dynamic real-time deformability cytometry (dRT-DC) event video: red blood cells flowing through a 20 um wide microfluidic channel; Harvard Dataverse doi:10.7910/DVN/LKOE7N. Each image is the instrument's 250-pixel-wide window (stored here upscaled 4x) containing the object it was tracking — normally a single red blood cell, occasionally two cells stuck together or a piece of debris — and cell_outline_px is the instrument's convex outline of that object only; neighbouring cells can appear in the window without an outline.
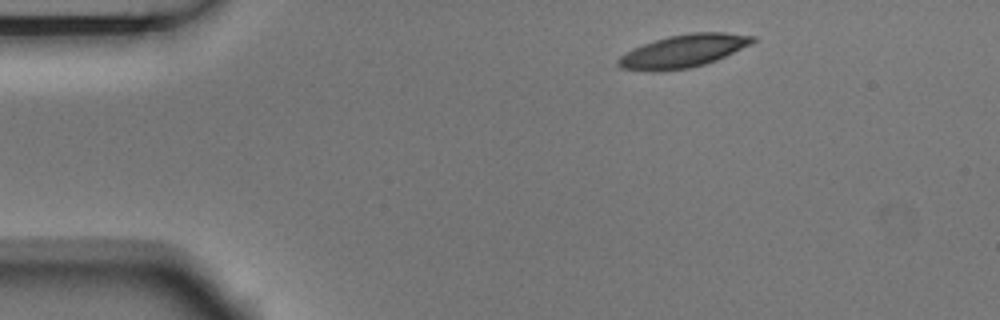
{"species": "Egyptian fruit bat (a non-hibernating species)", "species_latin": "Rousettus aegyptiacus", "temperature_condition": "room temperature", "stored_images_in_passage": 3, "camera_frame_rate_fps": 3000, "um_per_image_px": 0.085, "animal": {"sex": "male"}, "frame": {"image": 1, "passage_image": 1, "time_ms": 0.0, "image_size_px": [1000, 320], "cell_outline_px": [[756, 40], [716, 60], [704, 64], [688, 68], [652, 72], [648, 72], [620, 68], [616, 64], [616, 60], [620, 56], [644, 44], [668, 36], [692, 32], [724, 32], [756, 36]], "centroid_in_image_um": [58.04, 4.35], "position_along_channel_um": 27.0, "area_um2": 25.37}}